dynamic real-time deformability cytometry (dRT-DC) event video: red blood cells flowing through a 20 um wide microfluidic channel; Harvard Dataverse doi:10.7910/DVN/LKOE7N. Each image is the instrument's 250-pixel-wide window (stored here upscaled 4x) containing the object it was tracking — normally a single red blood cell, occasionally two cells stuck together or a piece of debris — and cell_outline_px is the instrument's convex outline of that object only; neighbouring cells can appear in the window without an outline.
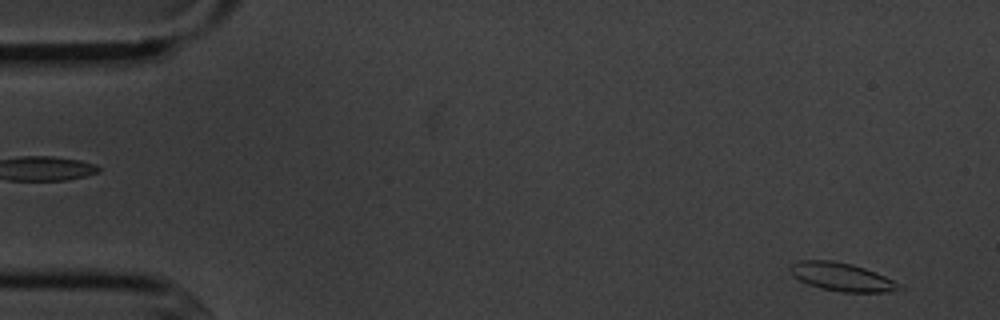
{"species": "common noctule bat (a hibernating species)", "species_latin": "Nyctalus noctula", "temperature_condition": "cold", "stored_images_in_passage": 6, "camera_frame_rate_fps": 3000, "um_per_image_px": 0.085, "animal": {"sex": "male", "body_mass_g": 20.1, "forearm_length_mm": 53.5}, "frame": {"image": 1, "passage_image": 1, "time_ms": 0.0, "image_size_px": [1000, 320], "cell_outline_px": [[896, 288], [888, 292], [840, 292], [820, 288], [808, 284], [800, 280], [788, 268], [792, 264], [800, 260], [832, 260], [852, 264], [864, 268], [884, 276], [892, 280], [896, 284]], "centroid_in_image_um": [71.46, 23.52], "position_along_channel_um": 13.5, "area_um2": 17.4}}
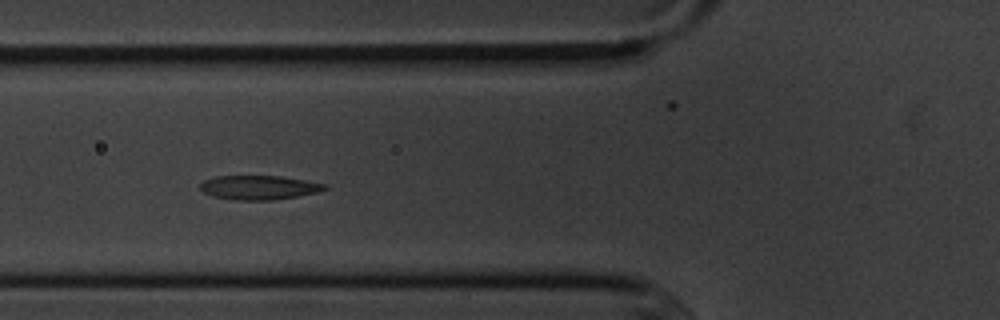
{"frame": {"image": 2, "passage_image": 5, "time_ms": 5.667, "image_size_px": [1000, 320], "cell_outline_px": [[328, 188], [316, 192], [296, 196], [272, 200], [236, 200], [212, 196], [204, 192], [200, 188], [200, 184], [204, 180], [216, 176], [280, 176], [304, 180], [324, 184]], "centroid_in_image_um": [21.97, 15.93], "position_along_channel_um": 103.8, "area_um2": 17.28}}
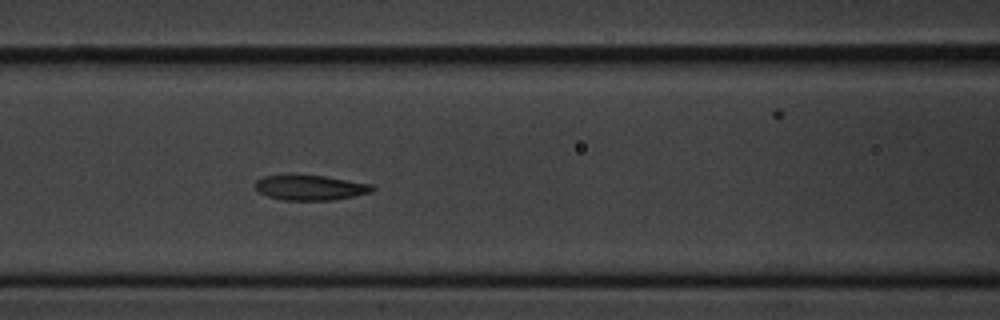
{"frame": {"image": 3, "passage_image": 6, "time_ms": 6.667, "image_size_px": [1000, 320], "cell_outline_px": [[376, 188], [372, 192], [332, 200], [284, 200], [268, 196], [256, 192], [256, 180], [264, 176], [288, 172], [296, 172], [324, 176], [372, 184]], "centroid_in_image_um": [26.31, 15.9], "position_along_channel_um": 140.3, "area_um2": 17.8}}